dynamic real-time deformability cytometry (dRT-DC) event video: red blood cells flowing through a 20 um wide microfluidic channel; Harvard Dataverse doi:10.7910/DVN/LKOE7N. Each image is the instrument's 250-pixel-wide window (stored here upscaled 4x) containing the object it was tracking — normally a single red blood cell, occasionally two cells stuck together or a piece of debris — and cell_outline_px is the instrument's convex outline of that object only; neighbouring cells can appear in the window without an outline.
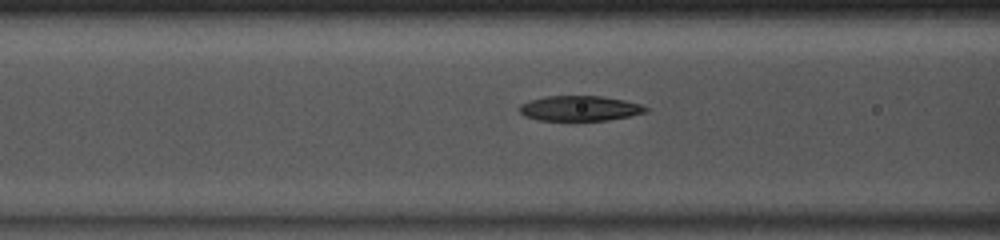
{"species": "common noctule bat (a hibernating species)", "species_latin": "Nyctalus noctula", "temperature_condition": "room temperature", "stored_images_in_passage": 37, "camera_frame_rate_fps": 3000, "um_per_image_px": 0.085, "animal": {"sex": "male", "body_mass_g": 13.0, "forearm_length_mm": 53.1}, "frame": {"image": 1, "passage_image": 13, "time_ms": 4.0, "image_size_px": [1000, 240], "cell_outline_px": [[648, 112], [632, 116], [608, 120], [536, 120], [524, 116], [520, 112], [520, 104], [528, 100], [544, 96], [600, 96], [624, 100], [640, 104], [648, 108]], "centroid_in_image_um": [49.27, 9.21], "position_along_channel_um": 117.3, "area_um2": 18.61}}
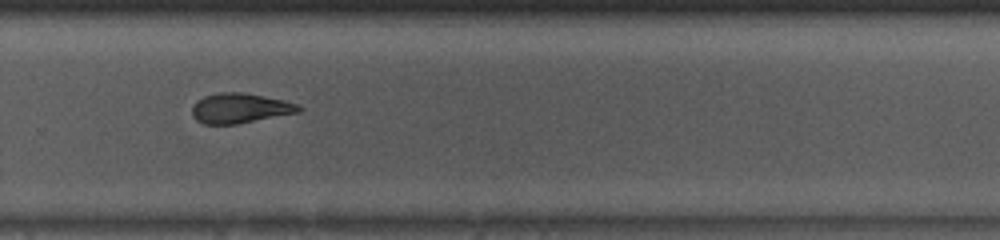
{"frame": {"image": 2, "passage_image": 27, "time_ms": 8.667, "image_size_px": [1000, 240], "cell_outline_px": [[304, 108], [300, 112], [236, 124], [204, 124], [196, 120], [192, 116], [192, 108], [196, 100], [204, 96], [220, 92], [244, 92], [284, 100], [300, 104]], "centroid_in_image_um": [20.42, 9.19], "position_along_channel_um": 309.4, "area_um2": 18.79}}
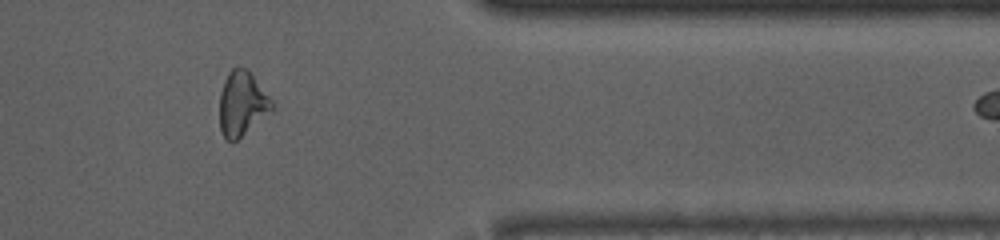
{"frame": {"image": 3, "passage_image": 34, "time_ms": 11.0, "image_size_px": [1000, 240], "cell_outline_px": [[276, 104], [272, 108], [232, 144], [224, 140], [220, 128], [220, 92], [224, 80], [228, 72], [232, 68], [244, 68], [252, 76]], "centroid_in_image_um": [20.53, 8.84], "position_along_channel_um": 390.9, "area_um2": 19.19}}